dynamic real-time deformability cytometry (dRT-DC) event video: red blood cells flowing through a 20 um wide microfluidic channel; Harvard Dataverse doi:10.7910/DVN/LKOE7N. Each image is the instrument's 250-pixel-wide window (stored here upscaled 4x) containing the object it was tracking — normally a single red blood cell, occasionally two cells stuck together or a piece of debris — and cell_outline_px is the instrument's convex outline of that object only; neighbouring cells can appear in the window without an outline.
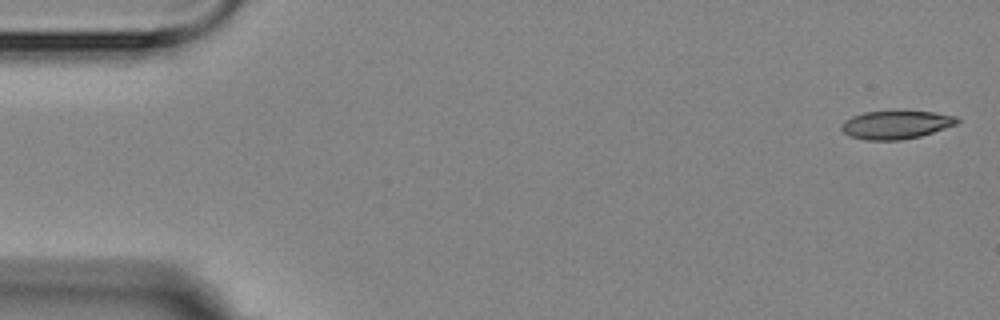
{"species": "Egyptian fruit bat (a non-hibernating species)", "species_latin": "Rousettus aegyptiacus", "temperature_condition": "room temperature", "stored_images_in_passage": 5, "camera_frame_rate_fps": 3000, "um_per_image_px": 0.085, "animal": {"sex": "female"}, "frame": {"image": 1, "passage_image": 1, "time_ms": 0.0, "image_size_px": [1000, 320], "cell_outline_px": [[960, 120], [956, 124], [920, 136], [900, 140], [864, 140], [852, 136], [844, 132], [840, 128], [840, 124], [844, 120], [852, 116], [864, 112], [900, 108], [932, 112], [956, 116]], "centroid_in_image_um": [76.13, 10.55], "position_along_channel_um": 8.9, "area_um2": 19.71}}